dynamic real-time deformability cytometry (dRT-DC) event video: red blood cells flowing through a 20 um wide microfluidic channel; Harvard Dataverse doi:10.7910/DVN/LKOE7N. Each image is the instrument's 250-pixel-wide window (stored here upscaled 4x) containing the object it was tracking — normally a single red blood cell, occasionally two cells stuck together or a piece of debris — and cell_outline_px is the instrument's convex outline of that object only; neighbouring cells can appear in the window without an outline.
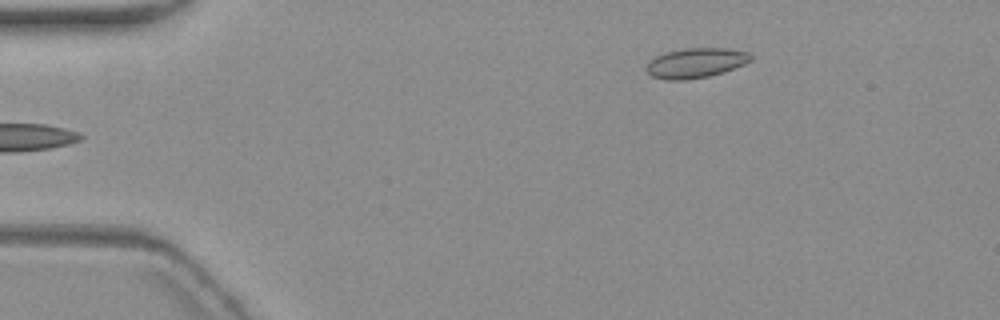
{"species": "common noctule bat (a hibernating species)", "species_latin": "Nyctalus noctula", "temperature_condition": "warm", "stored_images_in_passage": 3, "camera_frame_rate_fps": 3000, "um_per_image_px": 0.085, "animal": {"sex": "female", "body_mass_g": 19.3, "forearm_length_mm": 54.1}, "frame": {"image": 1, "passage_image": 3, "time_ms": 3.333, "image_size_px": [1000, 320], "cell_outline_px": [[752, 60], [744, 64], [724, 72], [708, 76], [684, 80], [668, 80], [652, 76], [644, 68], [648, 60], [664, 52], [680, 48], [724, 48], [748, 52], [752, 56]], "centroid_in_image_um": [59.1, 5.34], "position_along_channel_um": 25.9, "area_um2": 18.32}}